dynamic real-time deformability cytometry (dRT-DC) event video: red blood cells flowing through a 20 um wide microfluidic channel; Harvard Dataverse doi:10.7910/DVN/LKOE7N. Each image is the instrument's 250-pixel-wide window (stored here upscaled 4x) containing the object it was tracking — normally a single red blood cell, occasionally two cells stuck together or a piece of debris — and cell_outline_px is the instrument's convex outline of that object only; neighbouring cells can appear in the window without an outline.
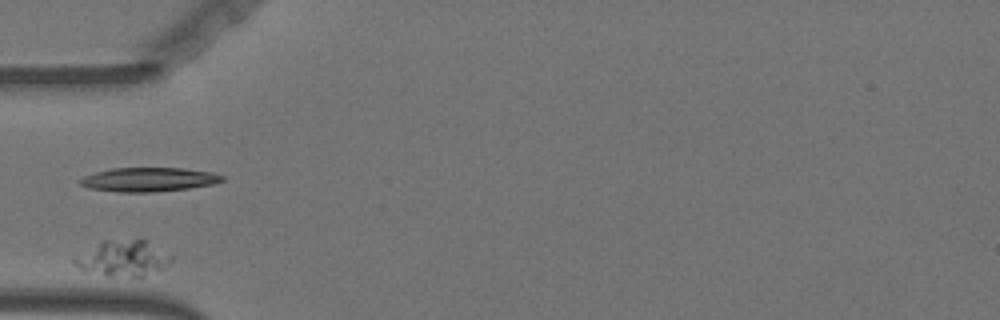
{"species": "Egyptian fruit bat (a non-hibernating species)", "species_latin": "Rousettus aegyptiacus", "temperature_condition": "warm", "stored_images_in_passage": 39, "camera_frame_rate_fps": 3000, "um_per_image_px": 0.085, "animal": {"sex": "female"}, "frame": {"image": 1, "passage_image": 1, "time_ms": 0.0, "image_size_px": [1000, 320], "cell_outline_px": [[172, 260], [164, 268], [144, 276], [108, 276], [80, 268], [72, 260], [100, 240], [144, 236], [172, 256]], "centroid_in_image_um": [10.53, 21.88], "position_along_channel_um": 74.5, "area_um2": 20.63}}
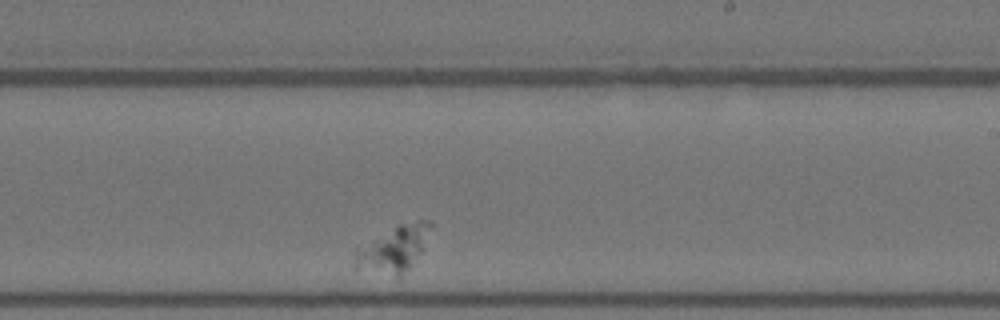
{"frame": {"image": 2, "passage_image": 20, "time_ms": 6.333, "image_size_px": [1000, 320], "cell_outline_px": [[432, 224], [420, 252], [408, 268], [400, 276], [396, 276], [352, 268], [356, 256], [360, 252], [396, 224], [416, 220], [428, 220]], "centroid_in_image_um": [33.52, 21.16], "position_along_channel_um": 255.5, "area_um2": 18.96}}
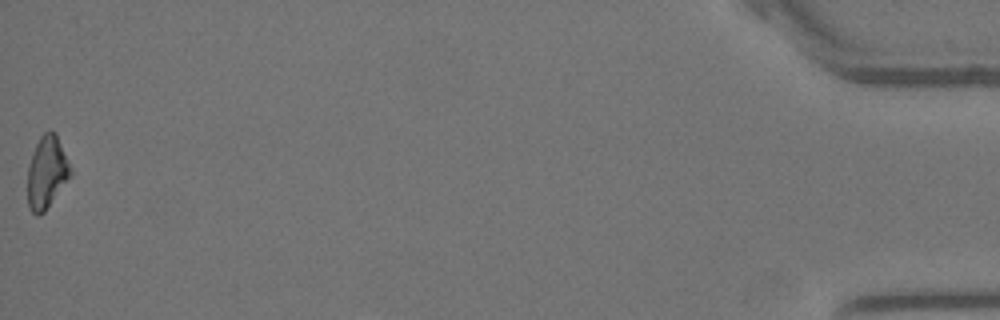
{"frame": {"image": 3, "passage_image": 39, "time_ms": 12.667, "image_size_px": [1000, 320], "cell_outline_px": [[72, 176], [44, 212], [40, 216], [36, 216], [28, 208], [28, 164], [36, 144], [40, 136], [48, 128], [56, 132], [72, 168]], "centroid_in_image_um": [4.0, 14.63], "position_along_channel_um": 431.2, "area_um2": 18.5}}